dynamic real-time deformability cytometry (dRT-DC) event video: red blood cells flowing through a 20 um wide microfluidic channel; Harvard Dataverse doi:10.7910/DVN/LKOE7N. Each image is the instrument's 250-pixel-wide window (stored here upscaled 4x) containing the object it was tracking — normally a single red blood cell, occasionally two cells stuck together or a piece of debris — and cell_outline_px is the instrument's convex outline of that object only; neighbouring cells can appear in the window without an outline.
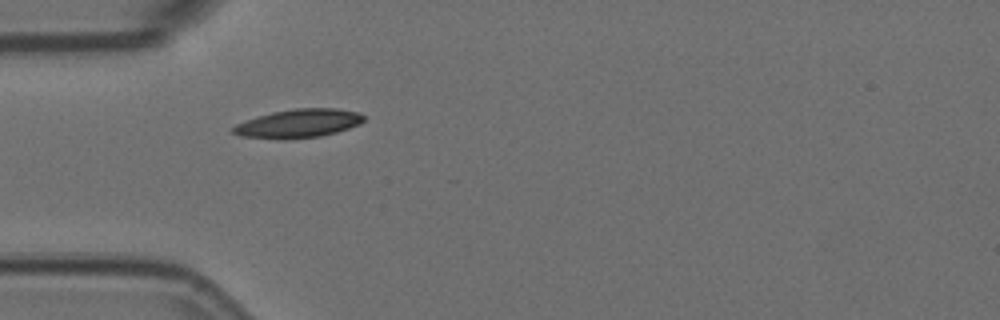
{"species": "Egyptian fruit bat (a non-hibernating species)", "species_latin": "Rousettus aegyptiacus", "temperature_condition": "room temperature", "stored_images_in_passage": 2, "camera_frame_rate_fps": 3000, "um_per_image_px": 0.085, "animal": {"sex": "female"}, "frame": {"image": 1, "passage_image": 1, "time_ms": 0.0, "image_size_px": [1000, 320], "cell_outline_px": [[364, 120], [360, 124], [336, 132], [320, 136], [284, 140], [240, 136], [232, 132], [232, 128], [236, 124], [272, 112], [296, 108], [336, 108], [360, 112], [364, 116]], "centroid_in_image_um": [25.39, 10.5], "position_along_channel_um": 59.6, "area_um2": 21.73}}